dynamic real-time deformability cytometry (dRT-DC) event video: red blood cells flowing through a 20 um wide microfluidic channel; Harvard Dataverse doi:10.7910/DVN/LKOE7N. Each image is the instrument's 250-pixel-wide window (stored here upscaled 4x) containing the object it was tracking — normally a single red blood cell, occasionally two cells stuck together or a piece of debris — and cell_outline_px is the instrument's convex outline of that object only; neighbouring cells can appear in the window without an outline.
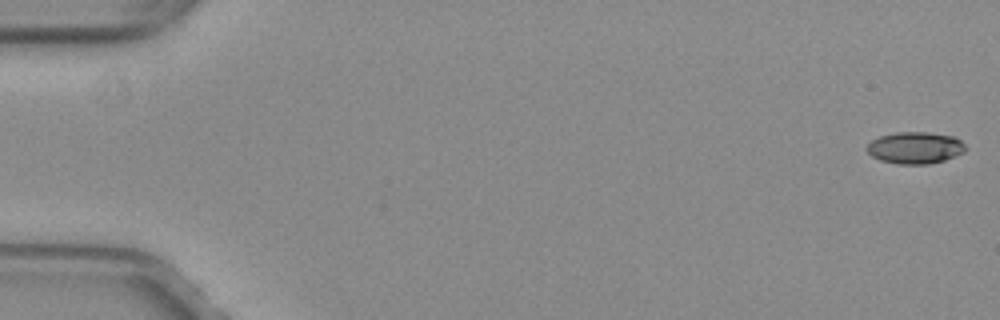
{"species": "common noctule bat (a hibernating species)", "species_latin": "Nyctalus noctula", "temperature_condition": "warm", "stored_images_in_passage": 53, "camera_frame_rate_fps": 3000, "um_per_image_px": 0.085, "animal": {"sex": "female", "body_mass_g": 29.2, "forearm_length_mm": 56.3}, "frame": {"image": 1, "passage_image": 1, "time_ms": 0.0, "image_size_px": [1000, 320], "cell_outline_px": [[964, 152], [956, 156], [944, 160], [928, 164], [900, 164], [880, 160], [872, 156], [864, 148], [872, 140], [880, 136], [896, 132], [928, 132], [952, 136], [960, 140], [964, 144]], "centroid_in_image_um": [77.76, 12.56], "position_along_channel_um": 7.2, "area_um2": 18.21}}
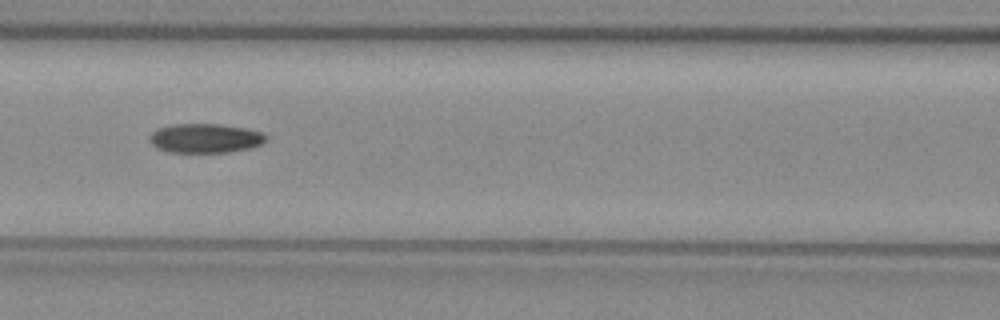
{"frame": {"image": 2, "passage_image": 24, "time_ms": 7.667, "image_size_px": [1000, 320], "cell_outline_px": [[268, 140], [264, 144], [248, 148], [228, 152], [168, 152], [156, 148], [148, 140], [148, 136], [156, 128], [172, 124], [220, 124], [244, 128], [260, 132], [268, 136]], "centroid_in_image_um": [17.42, 11.75], "position_along_channel_um": 149.2, "area_um2": 20.06}}
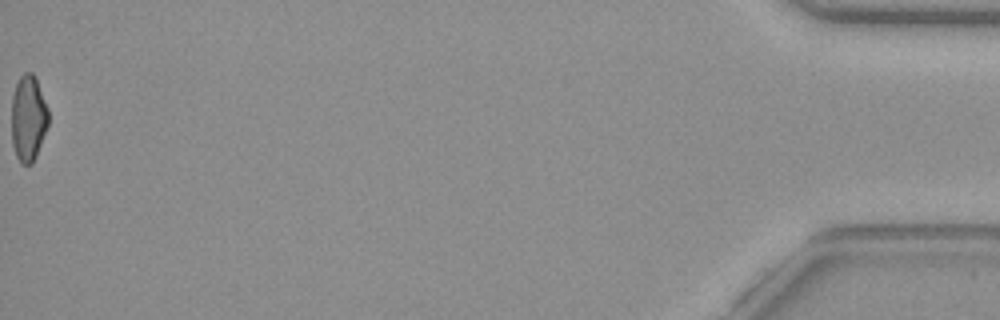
{"frame": {"image": 3, "passage_image": 53, "time_ms": 17.333, "image_size_px": [1000, 320], "cell_outline_px": [[48, 124], [36, 156], [32, 164], [20, 164], [16, 156], [12, 144], [12, 96], [16, 84], [20, 76], [24, 72], [32, 72], [36, 80], [48, 108]], "centroid_in_image_um": [2.39, 10.06], "position_along_channel_um": 432.8, "area_um2": 18.38}, "authors_computed_cell_mechanics": {"area_um2": 19.1896, "velocity_mm_per_s": 4.0253, "shape_relaxation_time_tau1_ms": null, "shape_relaxation_time_tau2_ms": 4.4647, "deformation_change_tau1": null, "deformation_change_tau2": 0.1128}}